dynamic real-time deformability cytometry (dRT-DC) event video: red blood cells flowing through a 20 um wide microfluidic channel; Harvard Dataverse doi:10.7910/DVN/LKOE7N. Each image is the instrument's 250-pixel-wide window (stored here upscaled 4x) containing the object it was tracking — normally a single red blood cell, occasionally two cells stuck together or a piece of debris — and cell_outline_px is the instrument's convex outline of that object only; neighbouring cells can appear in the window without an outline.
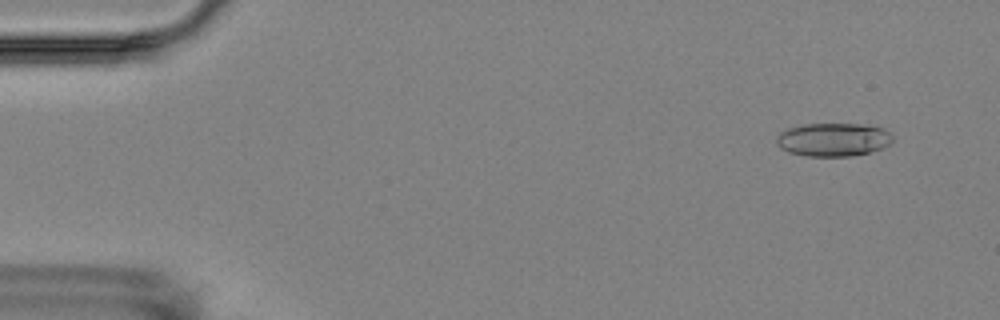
{"species": "Egyptian fruit bat (a non-hibernating species)", "species_latin": "Rousettus aegyptiacus", "temperature_condition": "room temperature", "stored_images_in_passage": 8, "camera_frame_rate_fps": 3000, "um_per_image_px": 0.085, "animal": {"sex": "female"}, "frame": {"image": 1, "passage_image": 1, "time_ms": 0.0, "image_size_px": [1000, 320], "cell_outline_px": [[892, 140], [884, 148], [852, 156], [808, 156], [788, 152], [780, 148], [776, 144], [776, 136], [780, 132], [788, 128], [804, 124], [864, 124], [884, 128], [892, 136]], "centroid_in_image_um": [70.8, 11.86], "position_along_channel_um": 14.2, "area_um2": 22.66}}
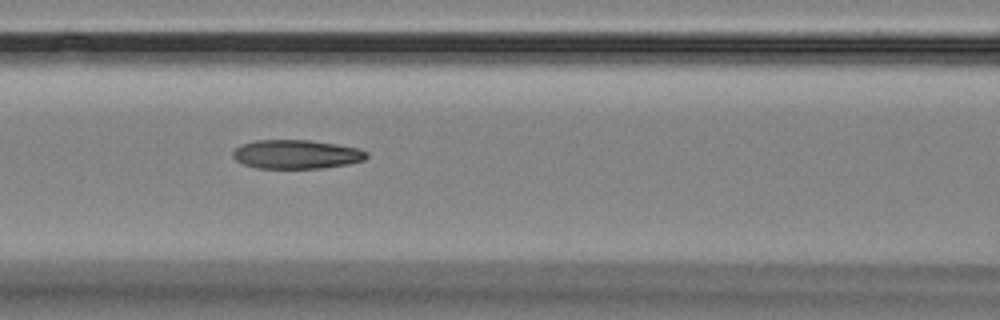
{"frame": {"image": 2, "passage_image": 7, "time_ms": 6.667, "image_size_px": [1000, 320], "cell_outline_px": [[368, 156], [364, 160], [348, 164], [324, 168], [256, 168], [244, 164], [236, 160], [232, 156], [232, 152], [240, 144], [256, 140], [308, 140], [336, 144], [360, 148], [368, 152]], "centroid_in_image_um": [25.2, 13.11], "position_along_channel_um": 141.4, "area_um2": 22.66}}
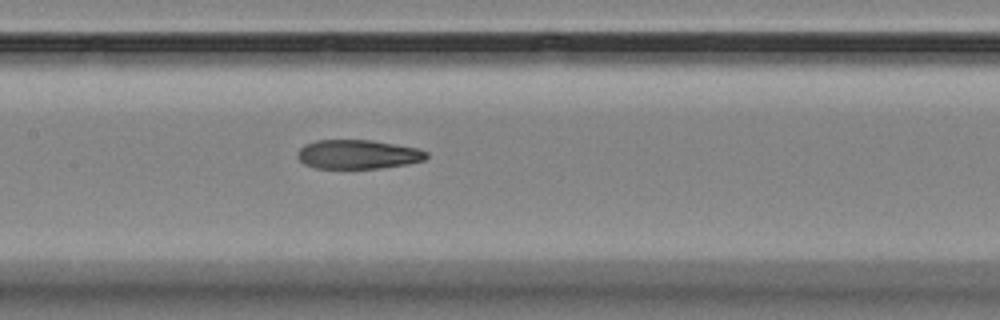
{"frame": {"image": 3, "passage_image": 8, "time_ms": 7.667, "image_size_px": [1000, 320], "cell_outline_px": [[428, 156], [424, 160], [408, 164], [380, 168], [316, 168], [304, 164], [296, 156], [296, 152], [304, 144], [316, 140], [372, 140], [416, 148], [428, 152]], "centroid_in_image_um": [30.39, 13.12], "position_along_channel_um": 177.0, "area_um2": 21.91}}